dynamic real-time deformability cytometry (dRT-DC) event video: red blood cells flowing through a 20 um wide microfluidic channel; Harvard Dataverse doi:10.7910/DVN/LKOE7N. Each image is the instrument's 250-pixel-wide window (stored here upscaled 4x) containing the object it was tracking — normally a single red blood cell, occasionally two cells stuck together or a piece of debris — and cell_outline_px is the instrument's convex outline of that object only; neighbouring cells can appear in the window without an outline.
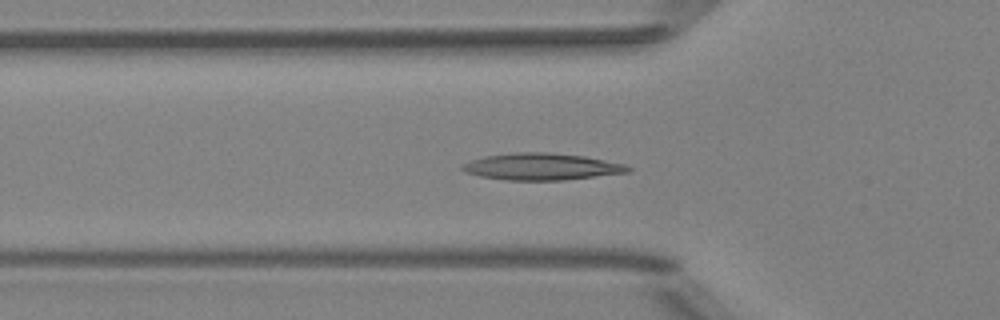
{"species": "Egyptian fruit bat (a non-hibernating species)", "species_latin": "Rousettus aegyptiacus", "temperature_condition": "room temperature", "stored_images_in_passage": 52, "camera_frame_rate_fps": 3000, "um_per_image_px": 0.085, "animal": {"sex": "female"}, "frame": {"image": 1, "passage_image": 17, "time_ms": 5.333, "image_size_px": [1000, 320], "cell_outline_px": [[632, 168], [628, 172], [564, 180], [504, 180], [480, 176], [464, 172], [460, 168], [464, 164], [472, 160], [484, 156], [516, 152], [548, 152], [584, 156], [624, 164]], "centroid_in_image_um": [46.0, 14.16], "position_along_channel_um": 79.8, "area_um2": 25.72}}
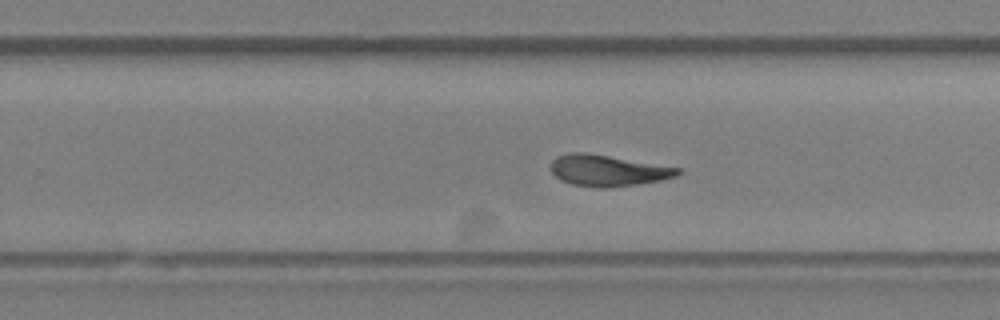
{"frame": {"image": 2, "passage_image": 32, "time_ms": 10.333, "image_size_px": [1000, 320], "cell_outline_px": [[680, 172], [676, 176], [660, 180], [612, 188], [596, 188], [572, 184], [560, 180], [548, 168], [552, 160], [556, 156], [572, 152], [584, 152], [680, 168]], "centroid_in_image_um": [51.59, 14.5], "position_along_channel_um": 278.2, "area_um2": 23.0}}
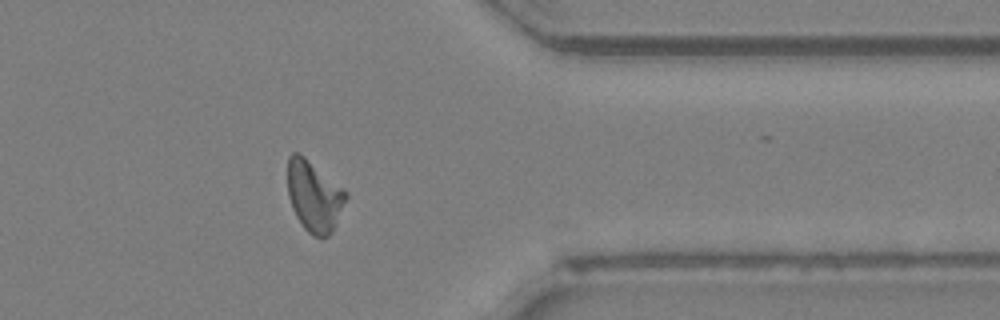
{"frame": {"image": 3, "passage_image": 41, "time_ms": 13.333, "image_size_px": [1000, 320], "cell_outline_px": [[348, 196], [332, 232], [328, 236], [320, 240], [312, 236], [304, 228], [296, 216], [292, 208], [288, 196], [288, 156], [292, 152], [300, 152], [344, 188], [348, 192]], "centroid_in_image_um": [26.7, 16.67], "position_along_channel_um": 384.7, "area_um2": 24.45}, "authors_computed_cell_mechanics": {"area_um2": 23.3801, "velocity_mm_per_s": 3.9791, "shape_relaxation_time_tau1_ms": null, "shape_relaxation_time_tau2_ms": 3.918, "deformation_change_tau1": null, "deformation_change_tau2": 0.1104}}